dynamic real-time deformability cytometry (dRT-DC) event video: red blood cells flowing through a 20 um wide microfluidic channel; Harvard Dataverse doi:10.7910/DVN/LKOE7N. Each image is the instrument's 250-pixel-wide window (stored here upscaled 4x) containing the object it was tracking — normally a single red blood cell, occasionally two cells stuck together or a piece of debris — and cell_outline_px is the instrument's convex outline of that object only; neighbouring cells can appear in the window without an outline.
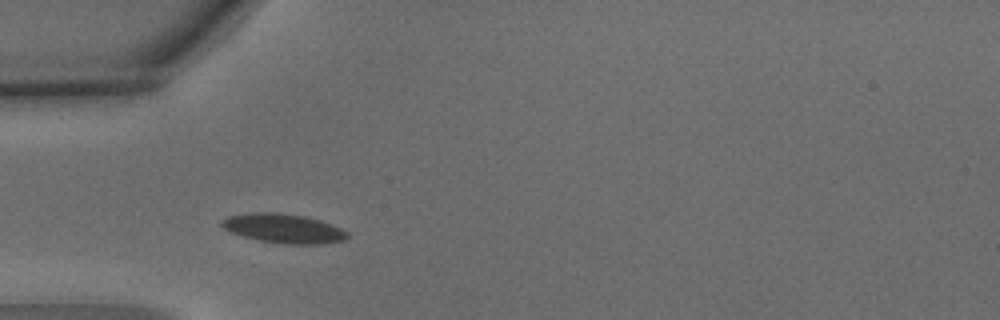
{"species": "common noctule bat (a hibernating species)", "species_latin": "Nyctalus noctula", "temperature_condition": "warm", "stored_images_in_passage": 3, "camera_frame_rate_fps": 3000, "um_per_image_px": 0.085, "animal": {"sex": "male", "body_mass_g": 15.6}, "frame": {"image": 1, "passage_image": 2, "time_ms": 0.333, "image_size_px": [1000, 320], "cell_outline_px": [[348, 236], [344, 240], [320, 244], [284, 244], [260, 240], [244, 236], [232, 232], [224, 228], [220, 224], [220, 220], [228, 216], [248, 212], [280, 212], [304, 216], [320, 220], [340, 228], [348, 232]], "centroid_in_image_um": [24.08, 19.4], "position_along_channel_um": 60.9, "area_um2": 21.39}}
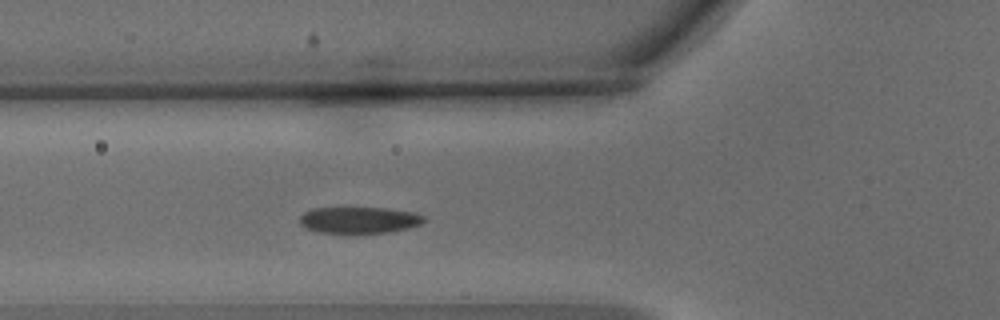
{"frame": {"image": 2, "passage_image": 3, "time_ms": 0.667, "image_size_px": [1000, 320], "cell_outline_px": [[424, 220], [420, 224], [388, 232], [316, 232], [304, 228], [300, 224], [300, 216], [304, 212], [312, 208], [388, 208], [412, 212], [424, 216]], "centroid_in_image_um": [30.46, 18.69], "position_along_channel_um": 95.3, "area_um2": 18.79}}